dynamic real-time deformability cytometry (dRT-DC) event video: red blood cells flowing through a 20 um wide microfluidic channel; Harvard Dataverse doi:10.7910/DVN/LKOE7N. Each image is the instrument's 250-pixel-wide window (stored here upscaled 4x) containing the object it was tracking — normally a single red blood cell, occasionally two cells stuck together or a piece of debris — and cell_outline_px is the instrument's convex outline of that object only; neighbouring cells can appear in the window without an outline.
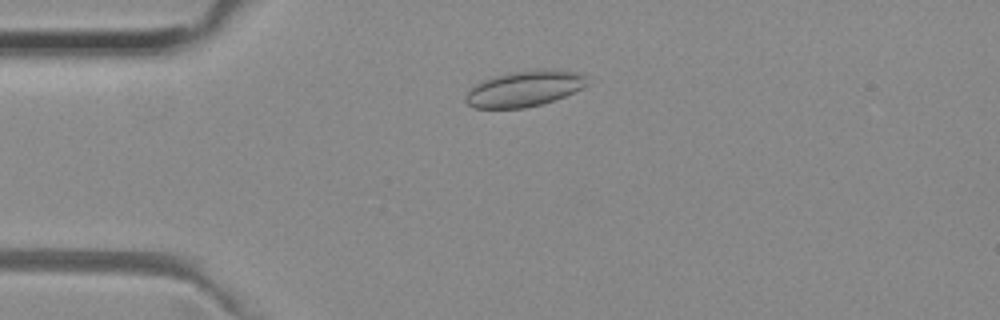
{"species": "common noctule bat (a hibernating species)", "species_latin": "Nyctalus noctula", "temperature_condition": "room temperature", "stored_images_in_passage": 47, "camera_frame_rate_fps": 3000, "um_per_image_px": 0.085, "animal": {"sex": "female", "body_mass_g": 29.2, "forearm_length_mm": 56.3}, "frame": {"image": 1, "passage_image": 7, "time_ms": 2.0, "image_size_px": [1000, 320], "cell_outline_px": [[588, 84], [556, 100], [524, 108], [472, 108], [464, 100], [464, 96], [468, 88], [480, 80], [512, 72], [548, 68], [560, 68], [580, 72], [584, 76]], "centroid_in_image_um": [44.54, 7.52], "position_along_channel_um": 40.5, "area_um2": 25.72}}
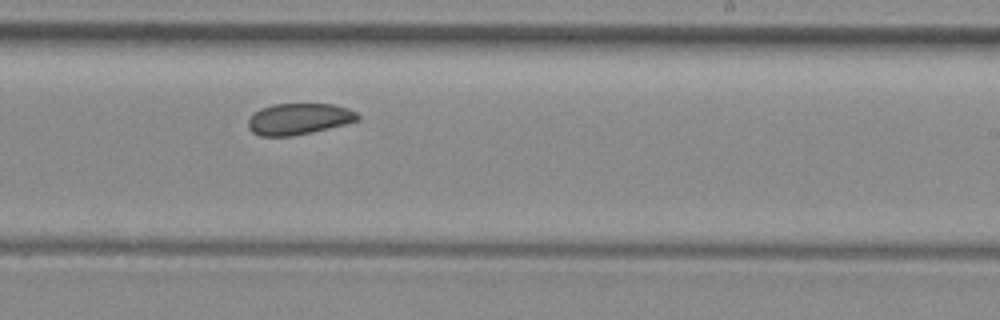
{"frame": {"image": 2, "passage_image": 26, "time_ms": 8.333, "image_size_px": [1000, 320], "cell_outline_px": [[360, 120], [312, 132], [292, 136], [260, 136], [252, 132], [248, 128], [248, 120], [260, 108], [272, 104], [336, 104], [348, 108], [356, 112], [360, 116]], "centroid_in_image_um": [25.41, 10.1], "position_along_channel_um": 263.6, "area_um2": 20.0}}
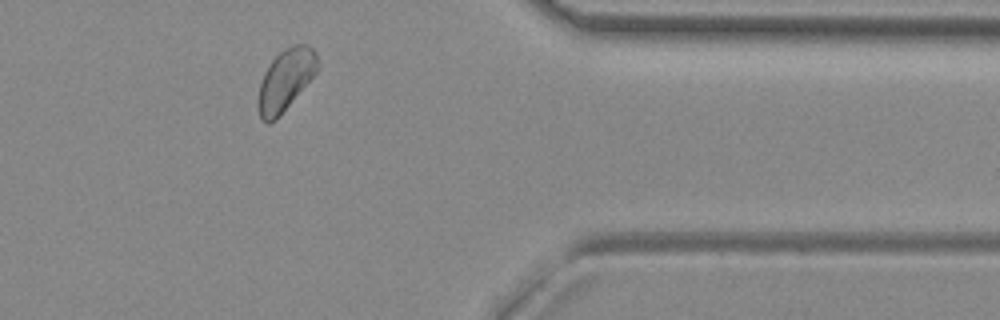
{"frame": {"image": 3, "passage_image": 37, "time_ms": 12.0, "image_size_px": [1000, 320], "cell_outline_px": [[316, 72], [276, 120], [268, 124], [260, 116], [256, 104], [256, 100], [260, 84], [264, 72], [272, 60], [284, 48], [292, 44], [304, 44], [312, 48], [316, 52]], "centroid_in_image_um": [24.22, 6.8], "position_along_channel_um": 387.2, "area_um2": 20.92}}